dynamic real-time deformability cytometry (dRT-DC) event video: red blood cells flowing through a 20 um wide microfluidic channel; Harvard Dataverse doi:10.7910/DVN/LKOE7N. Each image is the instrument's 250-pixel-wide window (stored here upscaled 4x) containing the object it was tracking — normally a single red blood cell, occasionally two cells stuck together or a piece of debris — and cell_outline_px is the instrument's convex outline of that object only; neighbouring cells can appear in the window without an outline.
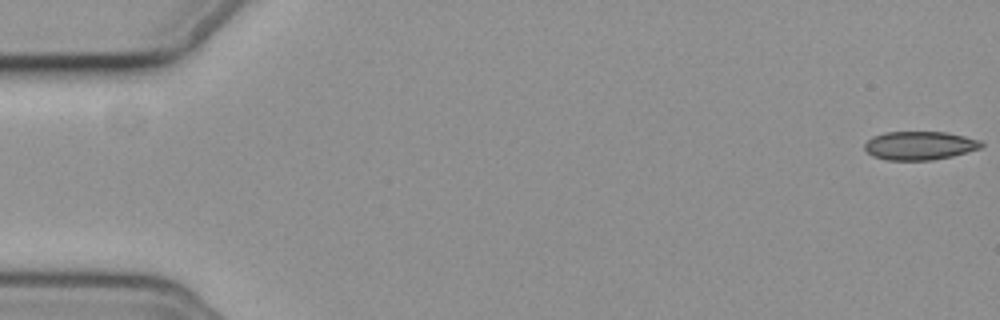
{"species": "common noctule bat (a hibernating species)", "species_latin": "Nyctalus noctula", "temperature_condition": "cold", "stored_images_in_passage": 57, "camera_frame_rate_fps": 3000, "um_per_image_px": 0.085, "animal": {"sex": "female", "body_mass_g": 19.3, "forearm_length_mm": 54.1}, "frame": {"image": 1, "passage_image": 1, "time_ms": 0.0, "image_size_px": [1000, 320], "cell_outline_px": [[984, 144], [980, 148], [952, 156], [932, 160], [884, 160], [872, 156], [864, 148], [864, 144], [872, 136], [884, 132], [944, 132], [964, 136], [980, 140]], "centroid_in_image_um": [78.13, 12.37], "position_along_channel_um": 6.9, "area_um2": 19.42}}
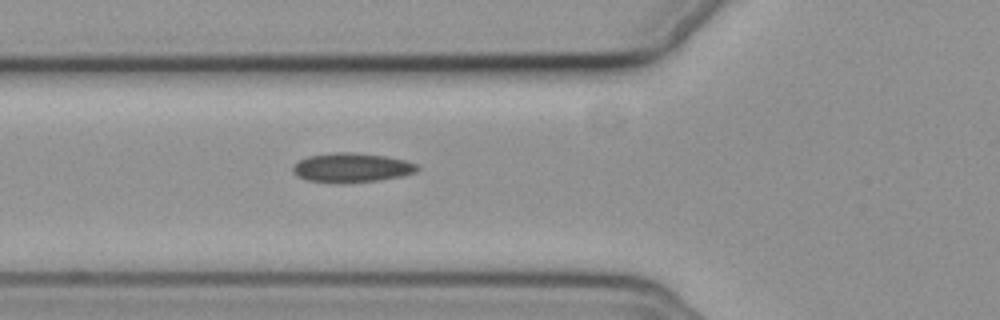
{"frame": {"image": 2, "passage_image": 21, "time_ms": 6.667, "image_size_px": [1000, 320], "cell_outline_px": [[420, 168], [416, 172], [404, 176], [376, 180], [308, 180], [296, 176], [292, 172], [292, 168], [300, 160], [308, 156], [336, 152], [352, 152], [388, 156], [404, 160], [416, 164]], "centroid_in_image_um": [29.94, 14.2], "position_along_channel_um": 95.9, "area_um2": 20.4}}
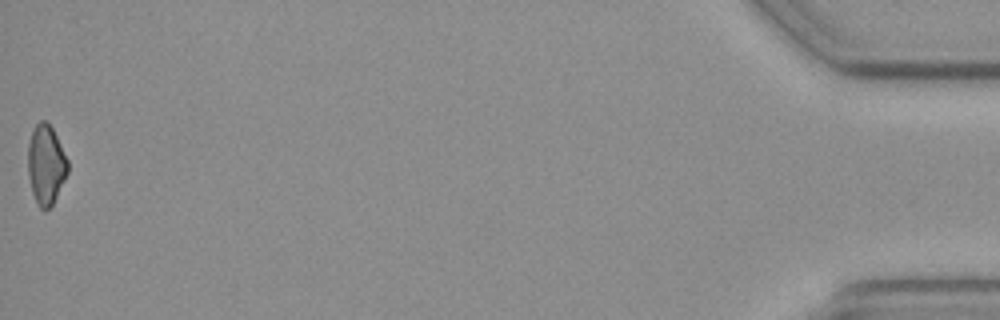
{"frame": {"image": 3, "passage_image": 57, "time_ms": 18.667, "image_size_px": [1000, 320], "cell_outline_px": [[68, 172], [52, 204], [44, 212], [36, 204], [32, 192], [28, 172], [28, 144], [32, 128], [40, 120], [44, 120], [52, 128], [68, 160]], "centroid_in_image_um": [3.89, 14.0], "position_along_channel_um": 431.3, "area_um2": 18.38}, "authors_computed_cell_mechanics": {"area_um2": 20.1144, "velocity_mm_per_s": 3.6832, "shape_relaxation_time_tau1_ms": 8.2435, "shape_relaxation_time_tau2_ms": 10.518, "deformation_change_tau1": 0.1123, "deformation_change_tau2": 0.1349}}